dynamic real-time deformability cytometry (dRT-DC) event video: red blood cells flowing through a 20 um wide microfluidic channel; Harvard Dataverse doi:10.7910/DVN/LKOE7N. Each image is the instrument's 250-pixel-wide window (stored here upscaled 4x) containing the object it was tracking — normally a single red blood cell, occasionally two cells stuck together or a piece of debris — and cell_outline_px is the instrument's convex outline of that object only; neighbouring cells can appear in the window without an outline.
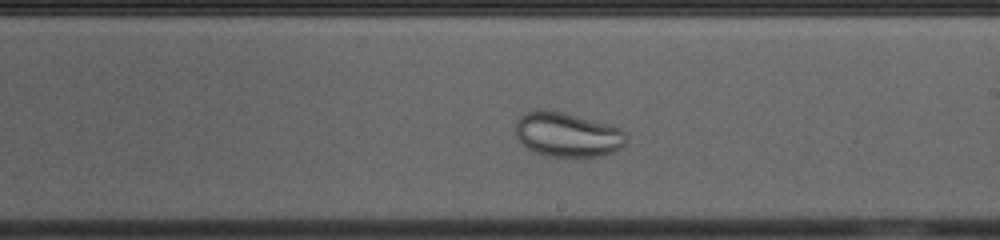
{"species": "common noctule bat (a hibernating species)", "species_latin": "Nyctalus noctula", "temperature_condition": "cold", "stored_images_in_passage": 48, "segment_of_instrument_passage": [1, 2], "camera_frame_rate_fps": 3000, "um_per_image_px": 0.085, "animal": {"sex": "female", "body_mass_g": 23.0, "forearm_length_mm": 53.4}, "frame": {"image": 1, "passage_image": 24, "time_ms": 7.667, "image_size_px": [1000, 240], "cell_outline_px": [[624, 144], [620, 148], [612, 152], [600, 156], [548, 156], [536, 152], [528, 148], [516, 136], [516, 120], [524, 112], [536, 108], [540, 108], [564, 112], [612, 124], [620, 128], [624, 132]], "centroid_in_image_um": [48.2, 11.4], "position_along_channel_um": 240.8, "area_um2": 28.78}}
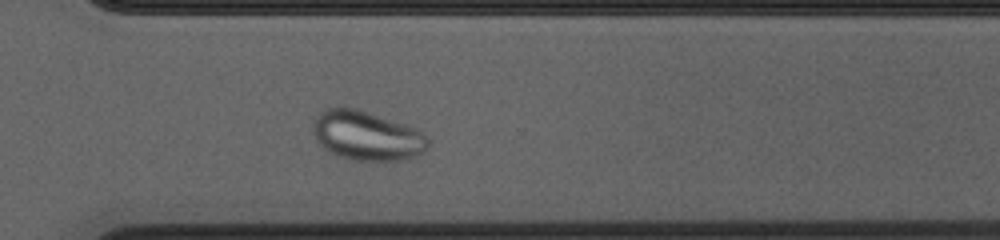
{"frame": {"image": 2, "passage_image": 32, "time_ms": 10.333, "image_size_px": [1000, 240], "cell_outline_px": [[428, 148], [424, 152], [408, 160], [352, 160], [336, 156], [328, 152], [316, 140], [312, 128], [312, 120], [324, 108], [360, 108], [404, 124], [420, 132], [428, 140]], "centroid_in_image_um": [31.13, 11.54], "position_along_channel_um": 339.5, "area_um2": 33.29}}
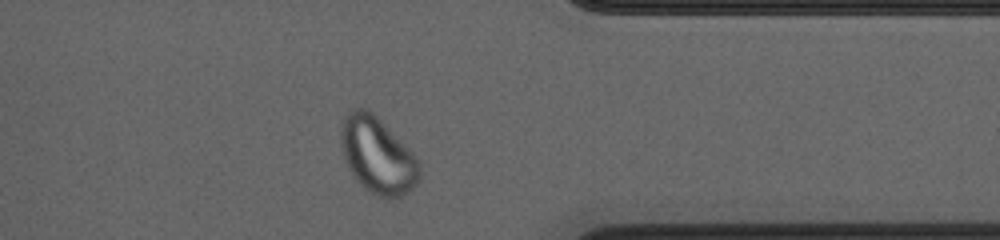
{"frame": {"image": 3, "passage_image": 36, "time_ms": 11.667, "image_size_px": [1000, 240], "cell_outline_px": [[420, 176], [416, 184], [408, 192], [400, 196], [384, 200], [376, 196], [364, 188], [352, 176], [348, 168], [344, 156], [340, 140], [340, 128], [344, 116], [352, 108], [368, 108], [416, 156], [420, 164]], "centroid_in_image_um": [32.07, 13.22], "position_along_channel_um": 379.3, "area_um2": 35.08}}